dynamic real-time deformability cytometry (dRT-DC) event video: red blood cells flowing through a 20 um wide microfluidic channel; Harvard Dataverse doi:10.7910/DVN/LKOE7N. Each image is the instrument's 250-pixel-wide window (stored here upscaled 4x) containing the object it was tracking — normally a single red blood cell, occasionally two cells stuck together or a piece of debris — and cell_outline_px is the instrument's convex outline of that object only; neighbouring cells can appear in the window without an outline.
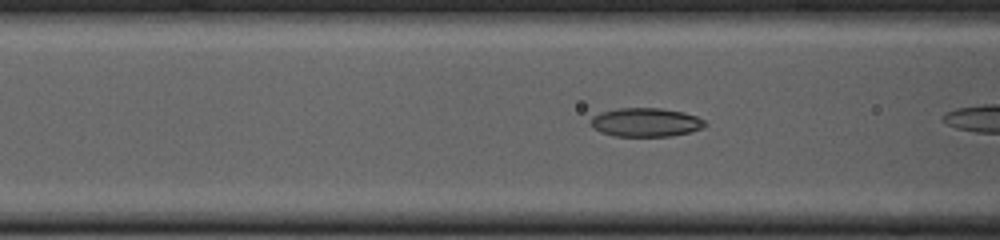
{"species": "common noctule bat (a hibernating species)", "species_latin": "Nyctalus noctula", "temperature_condition": "cold", "stored_images_in_passage": 30, "camera_frame_rate_fps": 3000, "um_per_image_px": 0.085, "animal": {"sex": "female", "body_mass_g": 23.0, "forearm_length_mm": 53.4}, "frame": {"image": 1, "passage_image": 18, "time_ms": 5.667, "image_size_px": [1000, 240], "cell_outline_px": [[708, 124], [700, 128], [688, 132], [672, 136], [616, 136], [600, 132], [592, 128], [588, 120], [592, 116], [600, 112], [616, 108], [660, 108], [684, 112], [696, 116], [704, 120]], "centroid_in_image_um": [54.83, 10.39], "position_along_channel_um": 111.8, "area_um2": 19.31}}